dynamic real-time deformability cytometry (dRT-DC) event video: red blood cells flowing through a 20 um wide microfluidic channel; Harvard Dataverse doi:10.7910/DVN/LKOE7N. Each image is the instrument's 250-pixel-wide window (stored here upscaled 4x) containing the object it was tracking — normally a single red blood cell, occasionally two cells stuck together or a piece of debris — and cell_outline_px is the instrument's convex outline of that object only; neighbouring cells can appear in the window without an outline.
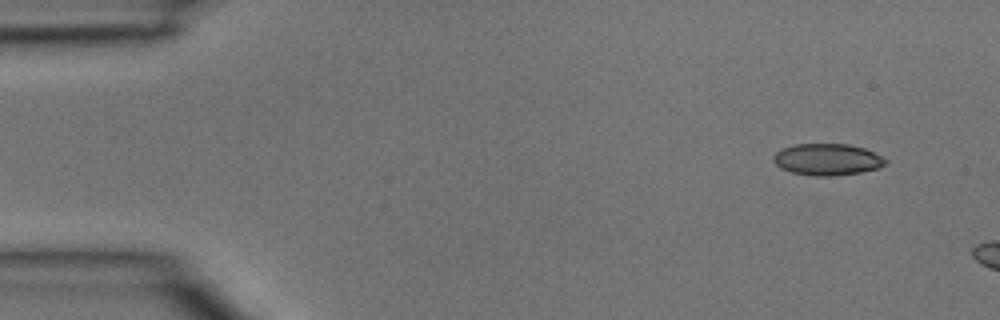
{"species": "common noctule bat (a hibernating species)", "species_latin": "Nyctalus noctula", "temperature_condition": "room temperature", "stored_images_in_passage": 3, "camera_frame_rate_fps": 3000, "um_per_image_px": 0.085, "animal": {"sex": "male", "body_mass_g": 15.6}, "frame": {"image": 1, "passage_image": 1, "time_ms": 0.0, "image_size_px": [1000, 320], "cell_outline_px": [[888, 160], [880, 168], [860, 172], [832, 176], [816, 176], [792, 172], [780, 168], [772, 160], [772, 156], [780, 148], [796, 144], [848, 144], [864, 148]], "centroid_in_image_um": [70.28, 13.55], "position_along_channel_um": 14.7, "area_um2": 20.63}}